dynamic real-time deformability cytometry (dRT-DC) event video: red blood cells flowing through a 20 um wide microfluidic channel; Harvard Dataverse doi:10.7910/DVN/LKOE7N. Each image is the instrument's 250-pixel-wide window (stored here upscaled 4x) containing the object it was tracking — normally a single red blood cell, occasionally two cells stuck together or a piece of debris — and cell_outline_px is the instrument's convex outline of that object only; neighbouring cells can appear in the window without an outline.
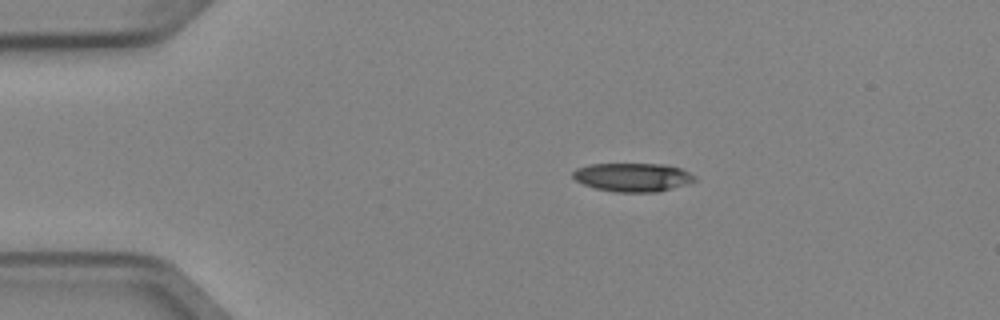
{"species": "Egyptian fruit bat (a non-hibernating species)", "species_latin": "Rousettus aegyptiacus", "temperature_condition": "cold", "stored_images_in_passage": 5, "camera_frame_rate_fps": 3000, "um_per_image_px": 0.085, "animal": {"sex": "female"}, "frame": {"image": 1, "passage_image": 2, "time_ms": 0.333, "image_size_px": [1000, 320], "cell_outline_px": [[696, 180], [688, 184], [656, 192], [616, 192], [596, 188], [584, 184], [576, 180], [572, 176], [572, 172], [576, 168], [592, 164], [664, 164], [680, 168], [696, 176]], "centroid_in_image_um": [53.79, 15.06], "position_along_channel_um": 31.2, "area_um2": 20.23}}
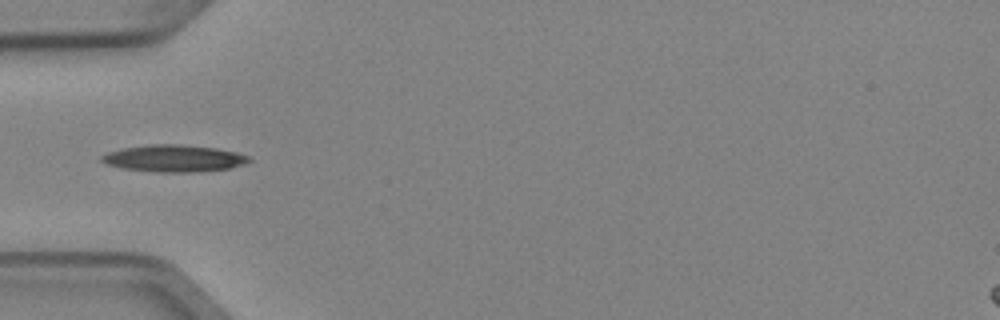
{"frame": {"image": 2, "passage_image": 4, "time_ms": 1.0, "image_size_px": [1000, 320], "cell_outline_px": [[252, 160], [244, 164], [228, 168], [192, 172], [156, 172], [124, 168], [108, 164], [100, 160], [100, 156], [108, 152], [124, 148], [148, 144], [180, 144], [216, 148], [236, 152], [248, 156]], "centroid_in_image_um": [14.78, 13.45], "position_along_channel_um": 70.2, "area_um2": 22.95}}
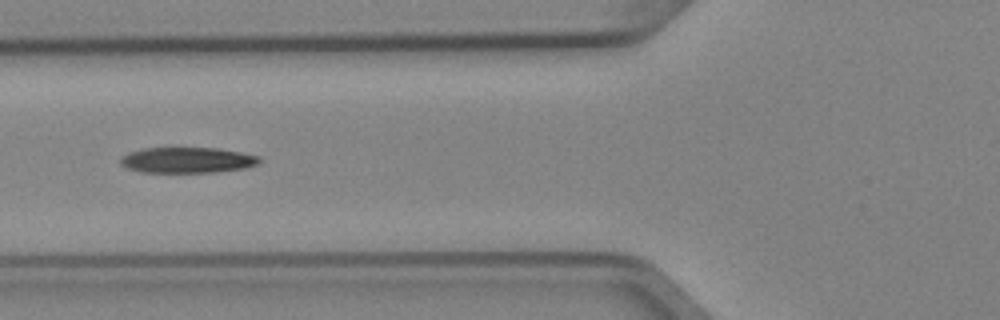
{"frame": {"image": 3, "passage_image": 5, "time_ms": 1.333, "image_size_px": [1000, 320], "cell_outline_px": [[264, 160], [260, 164], [244, 168], [216, 172], [140, 172], [128, 168], [120, 164], [120, 160], [128, 152], [144, 148], [216, 148], [240, 152], [260, 156]], "centroid_in_image_um": [15.97, 13.61], "position_along_channel_um": 109.8, "area_um2": 20.87}}